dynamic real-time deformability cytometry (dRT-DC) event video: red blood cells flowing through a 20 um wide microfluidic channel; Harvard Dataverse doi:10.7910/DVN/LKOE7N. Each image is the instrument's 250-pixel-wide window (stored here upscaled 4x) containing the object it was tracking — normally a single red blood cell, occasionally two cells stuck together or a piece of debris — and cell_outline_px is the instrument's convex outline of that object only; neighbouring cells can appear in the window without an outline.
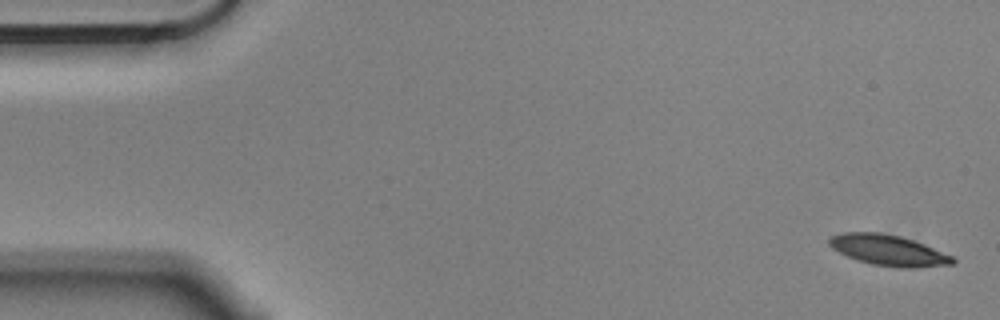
{"species": "Egyptian fruit bat (a non-hibernating species)", "species_latin": "Rousettus aegyptiacus", "temperature_condition": "cold", "stored_images_in_passage": 5, "camera_frame_rate_fps": 3000, "um_per_image_px": 0.085, "animal": {"sex": "male"}, "frame": {"image": 1, "passage_image": 1, "time_ms": 0.0, "image_size_px": [1000, 320], "cell_outline_px": [[956, 260], [952, 264], [916, 268], [900, 268], [872, 264], [856, 260], [832, 248], [828, 244], [828, 236], [844, 232], [880, 232], [900, 236], [924, 244], [952, 256]], "centroid_in_image_um": [75.48, 21.27], "position_along_channel_um": 9.5, "area_um2": 22.14}}
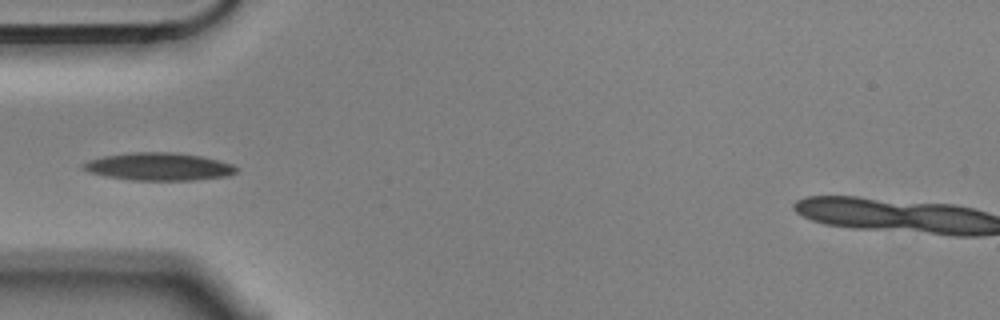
{"frame": {"image": 2, "passage_image": 5, "time_ms": 1.333, "image_size_px": [1000, 320], "cell_outline_px": [[236, 172], [228, 176], [192, 180], [132, 180], [104, 176], [88, 172], [80, 168], [80, 164], [88, 160], [104, 156], [132, 152], [176, 152], [200, 156], [232, 164], [236, 168]], "centroid_in_image_um": [13.42, 14.16], "position_along_channel_um": 71.6, "area_um2": 24.74}}